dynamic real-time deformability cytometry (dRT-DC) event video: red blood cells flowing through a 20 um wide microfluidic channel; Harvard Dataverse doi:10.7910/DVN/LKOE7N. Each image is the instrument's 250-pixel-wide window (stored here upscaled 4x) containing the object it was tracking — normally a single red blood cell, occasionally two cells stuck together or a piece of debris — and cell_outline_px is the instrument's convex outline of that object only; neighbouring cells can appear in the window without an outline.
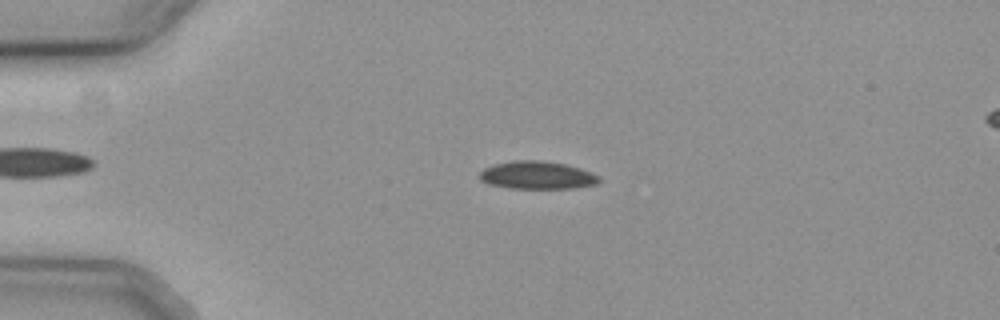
{"species": "common noctule bat (a hibernating species)", "species_latin": "Nyctalus noctula", "temperature_condition": "cold", "stored_images_in_passage": 47, "camera_frame_rate_fps": 3000, "um_per_image_px": 0.085, "animal": {"sex": "female", "body_mass_g": 19.3, "forearm_length_mm": 54.1}, "frame": {"image": 1, "passage_image": 10, "time_ms": 3.0, "image_size_px": [1000, 320], "cell_outline_px": [[600, 180], [596, 184], [576, 188], [508, 188], [488, 184], [480, 180], [480, 172], [484, 168], [492, 164], [512, 160], [540, 160], [564, 164], [580, 168], [600, 176]], "centroid_in_image_um": [45.63, 14.89], "position_along_channel_um": 39.4, "area_um2": 19.48}}
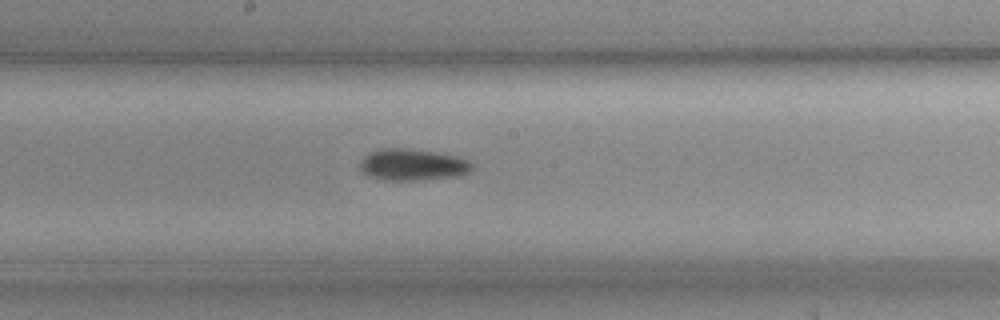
{"frame": {"image": 2, "passage_image": 27, "time_ms": 8.667, "image_size_px": [1000, 320], "cell_outline_px": [[472, 168], [464, 176], [416, 180], [384, 180], [368, 176], [360, 172], [360, 160], [364, 156], [372, 152], [384, 148], [404, 148], [432, 152], [456, 156], [468, 160], [472, 164]], "centroid_in_image_um": [35.05, 14.02], "position_along_channel_um": 213.1, "area_um2": 20.63}}
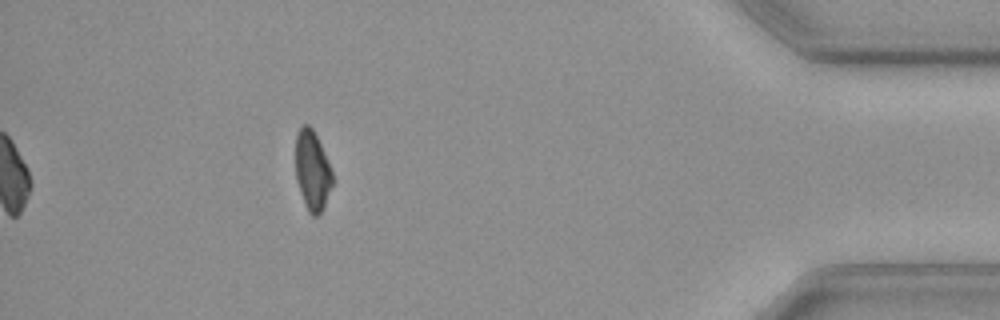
{"frame": {"image": 3, "passage_image": 47, "time_ms": 15.333, "image_size_px": [1000, 320], "cell_outline_px": [[332, 184], [324, 204], [320, 212], [316, 216], [312, 216], [308, 212], [304, 204], [296, 180], [296, 136], [300, 128], [304, 124], [308, 124], [312, 128], [328, 160], [332, 172]], "centroid_in_image_um": [26.53, 14.5], "position_along_channel_um": 408.7, "area_um2": 16.82}, "authors_computed_cell_mechanics": {"area_um2": 19.363, "velocity_mm_per_s": 3.7274, "shape_relaxation_time_tau1_ms": 4.3962, "shape_relaxation_time_tau2_ms": null, "deformation_change_tau1": 0.0749, "deformation_change_tau2": null}}